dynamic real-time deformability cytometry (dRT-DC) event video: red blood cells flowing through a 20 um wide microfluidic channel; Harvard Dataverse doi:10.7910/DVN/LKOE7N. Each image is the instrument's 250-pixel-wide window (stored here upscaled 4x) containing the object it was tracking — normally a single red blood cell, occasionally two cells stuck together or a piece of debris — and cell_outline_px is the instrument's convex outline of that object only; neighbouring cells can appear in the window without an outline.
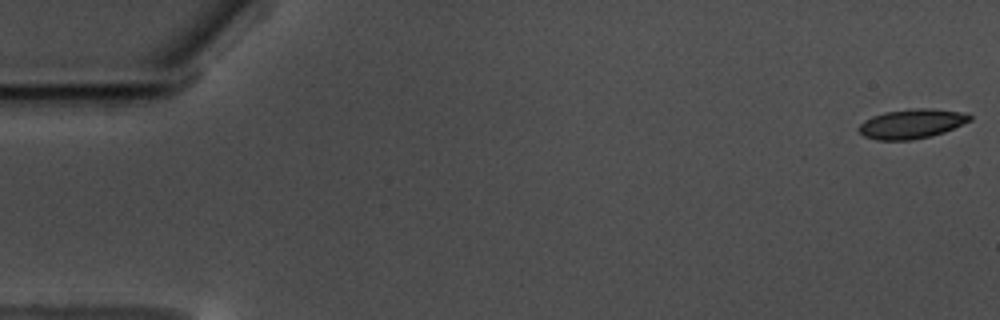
{"species": "common noctule bat (a hibernating species)", "species_latin": "Nyctalus noctula", "temperature_condition": "warm", "stored_images_in_passage": 58, "camera_frame_rate_fps": 3000, "um_per_image_px": 0.085, "animal": {"sex": "male", "body_mass_g": 17.5, "forearm_length_mm": 52.3}, "frame": {"image": 1, "passage_image": 1, "time_ms": 0.0, "image_size_px": [1000, 320], "cell_outline_px": [[972, 120], [944, 132], [912, 140], [876, 140], [864, 136], [856, 128], [864, 120], [872, 116], [884, 112], [916, 108], [932, 108], [968, 112], [972, 116]], "centroid_in_image_um": [77.51, 10.51], "position_along_channel_um": 7.5, "area_um2": 19.25}}
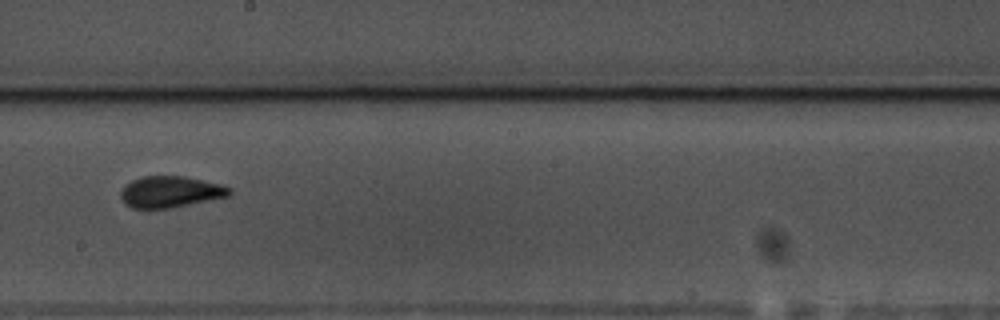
{"frame": {"image": 2, "passage_image": 33, "time_ms": 10.667, "image_size_px": [1000, 320], "cell_outline_px": [[232, 192], [228, 196], [172, 208], [132, 208], [124, 204], [120, 196], [120, 192], [124, 184], [140, 176], [184, 176], [204, 180], [220, 184], [232, 188]], "centroid_in_image_um": [14.45, 16.3], "position_along_channel_um": 233.7, "area_um2": 20.06}}
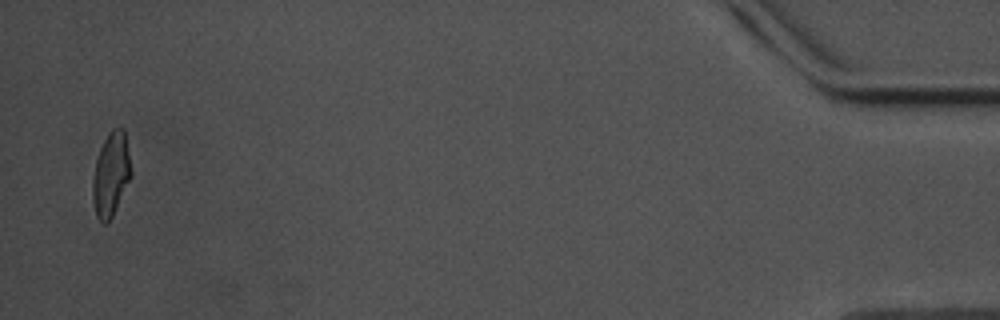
{"frame": {"image": 3, "passage_image": 57, "time_ms": 18.667, "image_size_px": [1000, 320], "cell_outline_px": [[132, 176], [112, 216], [104, 224], [96, 216], [92, 200], [92, 180], [96, 160], [100, 148], [108, 132], [112, 128], [124, 128], [132, 172]], "centroid_in_image_um": [9.43, 14.8], "position_along_channel_um": 425.8, "area_um2": 18.79}, "authors_computed_cell_mechanics": {"area_um2": 19.5364, "velocity_mm_per_s": 3.5127, "shape_relaxation_time_tau1_ms": 2.3969, "shape_relaxation_time_tau2_ms": 0.9467, "deformation_change_tau1": 0.1165, "deformation_change_tau2": 0.0799}}